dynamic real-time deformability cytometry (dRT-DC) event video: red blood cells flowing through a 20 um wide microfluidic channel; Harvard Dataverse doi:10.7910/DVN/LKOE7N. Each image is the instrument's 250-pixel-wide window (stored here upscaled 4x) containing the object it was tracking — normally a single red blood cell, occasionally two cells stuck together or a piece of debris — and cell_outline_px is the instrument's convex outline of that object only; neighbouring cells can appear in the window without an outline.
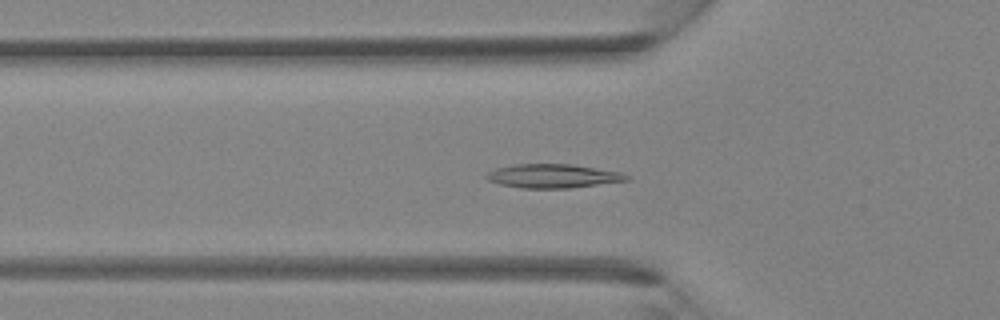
{"species": "Egyptian fruit bat (a non-hibernating species)", "species_latin": "Rousettus aegyptiacus", "temperature_condition": "room temperature", "stored_images_in_passage": 35, "camera_frame_rate_fps": 3000, "um_per_image_px": 0.085, "animal": {"sex": "female"}, "frame": {"image": 1, "passage_image": 8, "time_ms": 2.333, "image_size_px": [1000, 320], "cell_outline_px": [[632, 180], [568, 188], [520, 188], [500, 184], [488, 180], [484, 176], [488, 172], [496, 168], [512, 164], [572, 164], [620, 172], [632, 176]], "centroid_in_image_um": [47.02, 14.96], "position_along_channel_um": 78.8, "area_um2": 19.59}}
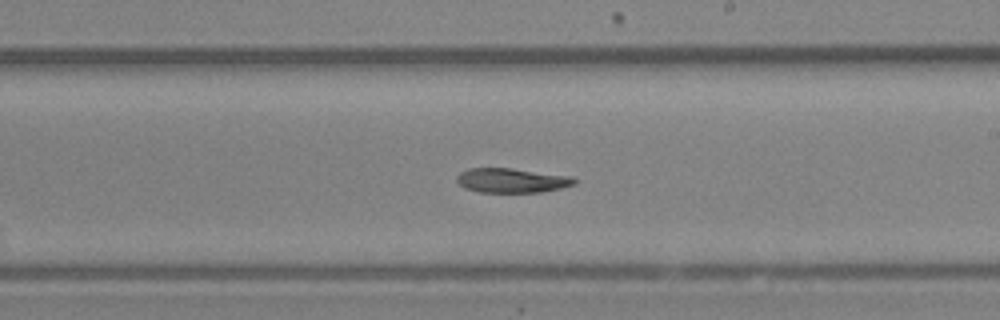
{"frame": {"image": 2, "passage_image": 18, "time_ms": 5.667, "image_size_px": [1000, 320], "cell_outline_px": [[576, 184], [560, 188], [540, 192], [480, 192], [464, 188], [456, 180], [456, 176], [460, 172], [468, 168], [512, 168], [572, 176], [576, 180]], "centroid_in_image_um": [43.49, 15.33], "position_along_channel_um": 245.5, "area_um2": 16.82}}
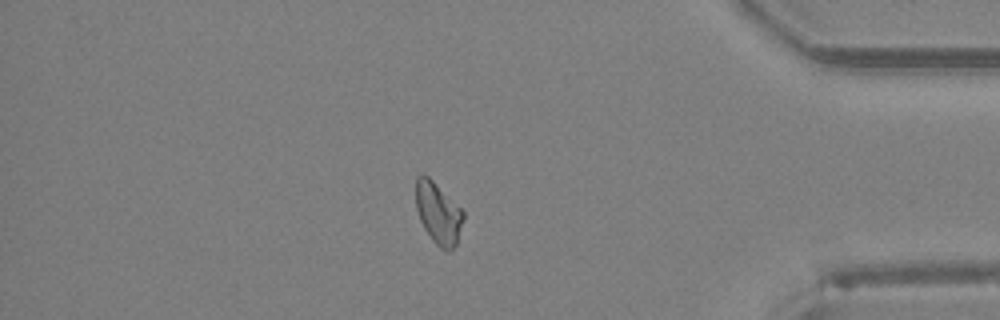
{"frame": {"image": 3, "passage_image": 29, "time_ms": 9.333, "image_size_px": [1000, 320], "cell_outline_px": [[464, 216], [456, 244], [448, 252], [440, 248], [432, 240], [424, 228], [420, 220], [416, 208], [416, 176], [428, 176], [464, 212]], "centroid_in_image_um": [37.24, 18.15], "position_along_channel_um": 398.0, "area_um2": 16.65}}